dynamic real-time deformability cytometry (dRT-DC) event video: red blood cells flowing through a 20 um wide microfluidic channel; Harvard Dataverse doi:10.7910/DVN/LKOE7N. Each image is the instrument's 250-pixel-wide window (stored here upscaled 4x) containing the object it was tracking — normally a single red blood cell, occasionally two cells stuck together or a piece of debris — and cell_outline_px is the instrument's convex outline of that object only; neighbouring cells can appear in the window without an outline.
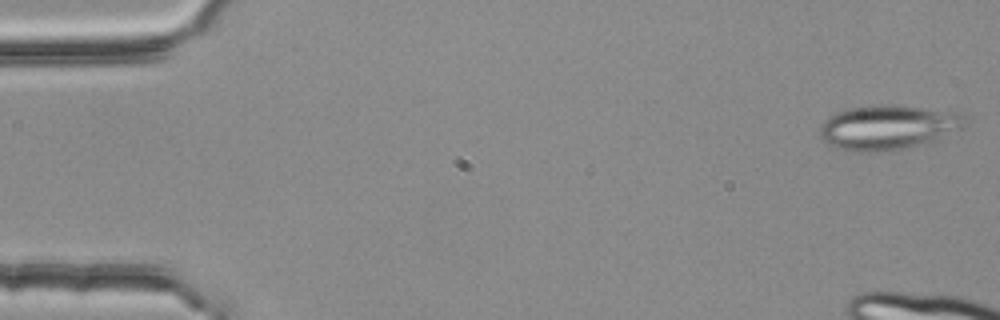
{"species": "common noctule bat (a hibernating species)", "species_latin": "Nyctalus noctula", "temperature_condition": "room temperature", "stored_images_in_passage": 5, "camera_frame_rate_fps": 3000, "um_per_image_px": 0.085, "animal": {"sex": "female", "body_mass_g": 25.1}, "frame": {"image": 1, "passage_image": 1, "time_ms": 0.0, "image_size_px": [1000, 320], "cell_outline_px": [[964, 128], [936, 140], [904, 148], [876, 152], [856, 152], [836, 148], [828, 144], [820, 136], [820, 124], [824, 120], [836, 112], [852, 108], [880, 104], [888, 104], [920, 108], [960, 116], [964, 124]], "centroid_in_image_um": [75.35, 10.85], "position_along_channel_um": 9.6, "area_um2": 36.82}}